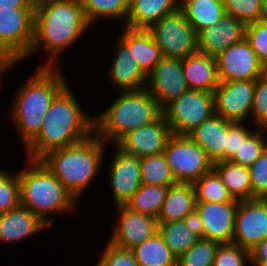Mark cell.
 Here are the masks:
<instances>
[{
    "label": "cell",
    "mask_w": 267,
    "mask_h": 266,
    "mask_svg": "<svg viewBox=\"0 0 267 266\" xmlns=\"http://www.w3.org/2000/svg\"><path fill=\"white\" fill-rule=\"evenodd\" d=\"M81 0H44L35 4L34 39L30 56L47 58L39 67L59 68V56L90 29ZM60 63V64H59Z\"/></svg>",
    "instance_id": "cell-1"
},
{
    "label": "cell",
    "mask_w": 267,
    "mask_h": 266,
    "mask_svg": "<svg viewBox=\"0 0 267 266\" xmlns=\"http://www.w3.org/2000/svg\"><path fill=\"white\" fill-rule=\"evenodd\" d=\"M73 91L67 84L55 96L38 135L23 149L27 159L40 160L50 151L79 143L94 134V115L85 112Z\"/></svg>",
    "instance_id": "cell-2"
},
{
    "label": "cell",
    "mask_w": 267,
    "mask_h": 266,
    "mask_svg": "<svg viewBox=\"0 0 267 266\" xmlns=\"http://www.w3.org/2000/svg\"><path fill=\"white\" fill-rule=\"evenodd\" d=\"M62 69L38 67L14 92L7 119L18 132L23 149L36 138L53 99L69 83Z\"/></svg>",
    "instance_id": "cell-3"
},
{
    "label": "cell",
    "mask_w": 267,
    "mask_h": 266,
    "mask_svg": "<svg viewBox=\"0 0 267 266\" xmlns=\"http://www.w3.org/2000/svg\"><path fill=\"white\" fill-rule=\"evenodd\" d=\"M107 145L94 133L79 143L48 152L40 161L79 202L103 171L104 157L110 148Z\"/></svg>",
    "instance_id": "cell-4"
},
{
    "label": "cell",
    "mask_w": 267,
    "mask_h": 266,
    "mask_svg": "<svg viewBox=\"0 0 267 266\" xmlns=\"http://www.w3.org/2000/svg\"><path fill=\"white\" fill-rule=\"evenodd\" d=\"M25 169H20L21 205L37 215L52 228L54 214H75L78 201L40 160H26Z\"/></svg>",
    "instance_id": "cell-5"
},
{
    "label": "cell",
    "mask_w": 267,
    "mask_h": 266,
    "mask_svg": "<svg viewBox=\"0 0 267 266\" xmlns=\"http://www.w3.org/2000/svg\"><path fill=\"white\" fill-rule=\"evenodd\" d=\"M117 93L119 96L113 103L94 115V133L109 145L117 143L130 131L151 124L163 114L147 88Z\"/></svg>",
    "instance_id": "cell-6"
},
{
    "label": "cell",
    "mask_w": 267,
    "mask_h": 266,
    "mask_svg": "<svg viewBox=\"0 0 267 266\" xmlns=\"http://www.w3.org/2000/svg\"><path fill=\"white\" fill-rule=\"evenodd\" d=\"M35 9L0 8V79L30 57ZM0 80V83H1ZM0 87L1 84H0Z\"/></svg>",
    "instance_id": "cell-7"
},
{
    "label": "cell",
    "mask_w": 267,
    "mask_h": 266,
    "mask_svg": "<svg viewBox=\"0 0 267 266\" xmlns=\"http://www.w3.org/2000/svg\"><path fill=\"white\" fill-rule=\"evenodd\" d=\"M163 154L176 182L194 183L214 168L205 150L188 135L172 134Z\"/></svg>",
    "instance_id": "cell-8"
},
{
    "label": "cell",
    "mask_w": 267,
    "mask_h": 266,
    "mask_svg": "<svg viewBox=\"0 0 267 266\" xmlns=\"http://www.w3.org/2000/svg\"><path fill=\"white\" fill-rule=\"evenodd\" d=\"M162 112L172 134L188 135L215 114L214 94L189 89L168 104Z\"/></svg>",
    "instance_id": "cell-9"
},
{
    "label": "cell",
    "mask_w": 267,
    "mask_h": 266,
    "mask_svg": "<svg viewBox=\"0 0 267 266\" xmlns=\"http://www.w3.org/2000/svg\"><path fill=\"white\" fill-rule=\"evenodd\" d=\"M148 31L163 57L183 59L197 50V33L179 8L153 24Z\"/></svg>",
    "instance_id": "cell-10"
},
{
    "label": "cell",
    "mask_w": 267,
    "mask_h": 266,
    "mask_svg": "<svg viewBox=\"0 0 267 266\" xmlns=\"http://www.w3.org/2000/svg\"><path fill=\"white\" fill-rule=\"evenodd\" d=\"M113 146L115 149L113 148L112 155L109 154L110 164L107 166V184L110 186L115 207L125 206L142 185L141 157L123 149L118 143H114Z\"/></svg>",
    "instance_id": "cell-11"
},
{
    "label": "cell",
    "mask_w": 267,
    "mask_h": 266,
    "mask_svg": "<svg viewBox=\"0 0 267 266\" xmlns=\"http://www.w3.org/2000/svg\"><path fill=\"white\" fill-rule=\"evenodd\" d=\"M255 87L256 79L219 82L213 93L215 114L231 122H248Z\"/></svg>",
    "instance_id": "cell-12"
},
{
    "label": "cell",
    "mask_w": 267,
    "mask_h": 266,
    "mask_svg": "<svg viewBox=\"0 0 267 266\" xmlns=\"http://www.w3.org/2000/svg\"><path fill=\"white\" fill-rule=\"evenodd\" d=\"M215 58L219 82L257 79L267 71L245 38Z\"/></svg>",
    "instance_id": "cell-13"
},
{
    "label": "cell",
    "mask_w": 267,
    "mask_h": 266,
    "mask_svg": "<svg viewBox=\"0 0 267 266\" xmlns=\"http://www.w3.org/2000/svg\"><path fill=\"white\" fill-rule=\"evenodd\" d=\"M267 238V199L239 201L232 243L251 250Z\"/></svg>",
    "instance_id": "cell-14"
},
{
    "label": "cell",
    "mask_w": 267,
    "mask_h": 266,
    "mask_svg": "<svg viewBox=\"0 0 267 266\" xmlns=\"http://www.w3.org/2000/svg\"><path fill=\"white\" fill-rule=\"evenodd\" d=\"M147 90L163 110L189 90L182 70V60L162 57L148 75Z\"/></svg>",
    "instance_id": "cell-15"
},
{
    "label": "cell",
    "mask_w": 267,
    "mask_h": 266,
    "mask_svg": "<svg viewBox=\"0 0 267 266\" xmlns=\"http://www.w3.org/2000/svg\"><path fill=\"white\" fill-rule=\"evenodd\" d=\"M115 214L116 223L107 241L117 247L131 250L158 232V221L155 218L134 212L126 206L115 207Z\"/></svg>",
    "instance_id": "cell-16"
},
{
    "label": "cell",
    "mask_w": 267,
    "mask_h": 266,
    "mask_svg": "<svg viewBox=\"0 0 267 266\" xmlns=\"http://www.w3.org/2000/svg\"><path fill=\"white\" fill-rule=\"evenodd\" d=\"M239 202H197L196 210L203 224V238L220 244L232 243Z\"/></svg>",
    "instance_id": "cell-17"
},
{
    "label": "cell",
    "mask_w": 267,
    "mask_h": 266,
    "mask_svg": "<svg viewBox=\"0 0 267 266\" xmlns=\"http://www.w3.org/2000/svg\"><path fill=\"white\" fill-rule=\"evenodd\" d=\"M171 135V128L162 114L151 124L130 131L117 143L123 149L144 158L163 153Z\"/></svg>",
    "instance_id": "cell-18"
},
{
    "label": "cell",
    "mask_w": 267,
    "mask_h": 266,
    "mask_svg": "<svg viewBox=\"0 0 267 266\" xmlns=\"http://www.w3.org/2000/svg\"><path fill=\"white\" fill-rule=\"evenodd\" d=\"M246 25L234 16L224 14L214 26L197 34V50L216 57L231 45L245 38Z\"/></svg>",
    "instance_id": "cell-19"
},
{
    "label": "cell",
    "mask_w": 267,
    "mask_h": 266,
    "mask_svg": "<svg viewBox=\"0 0 267 266\" xmlns=\"http://www.w3.org/2000/svg\"><path fill=\"white\" fill-rule=\"evenodd\" d=\"M115 40L116 54L107 69L108 84L120 92L146 88L148 76L139 67L130 49L119 38Z\"/></svg>",
    "instance_id": "cell-20"
},
{
    "label": "cell",
    "mask_w": 267,
    "mask_h": 266,
    "mask_svg": "<svg viewBox=\"0 0 267 266\" xmlns=\"http://www.w3.org/2000/svg\"><path fill=\"white\" fill-rule=\"evenodd\" d=\"M48 229L49 227L37 215L22 205L0 214V244L20 243L25 238L28 239Z\"/></svg>",
    "instance_id": "cell-21"
},
{
    "label": "cell",
    "mask_w": 267,
    "mask_h": 266,
    "mask_svg": "<svg viewBox=\"0 0 267 266\" xmlns=\"http://www.w3.org/2000/svg\"><path fill=\"white\" fill-rule=\"evenodd\" d=\"M121 28L118 38L130 49L133 58L148 76L163 57L160 48L148 30Z\"/></svg>",
    "instance_id": "cell-22"
},
{
    "label": "cell",
    "mask_w": 267,
    "mask_h": 266,
    "mask_svg": "<svg viewBox=\"0 0 267 266\" xmlns=\"http://www.w3.org/2000/svg\"><path fill=\"white\" fill-rule=\"evenodd\" d=\"M182 70L190 90L214 93L218 87L216 58L197 51L182 59Z\"/></svg>",
    "instance_id": "cell-23"
},
{
    "label": "cell",
    "mask_w": 267,
    "mask_h": 266,
    "mask_svg": "<svg viewBox=\"0 0 267 266\" xmlns=\"http://www.w3.org/2000/svg\"><path fill=\"white\" fill-rule=\"evenodd\" d=\"M228 120L214 114L191 131L190 136L207 153L213 163L226 161Z\"/></svg>",
    "instance_id": "cell-24"
},
{
    "label": "cell",
    "mask_w": 267,
    "mask_h": 266,
    "mask_svg": "<svg viewBox=\"0 0 267 266\" xmlns=\"http://www.w3.org/2000/svg\"><path fill=\"white\" fill-rule=\"evenodd\" d=\"M178 9V0H130L125 27L148 30L161 18Z\"/></svg>",
    "instance_id": "cell-25"
},
{
    "label": "cell",
    "mask_w": 267,
    "mask_h": 266,
    "mask_svg": "<svg viewBox=\"0 0 267 266\" xmlns=\"http://www.w3.org/2000/svg\"><path fill=\"white\" fill-rule=\"evenodd\" d=\"M196 194L193 183L177 182L168 188L158 223L180 221L196 209Z\"/></svg>",
    "instance_id": "cell-26"
},
{
    "label": "cell",
    "mask_w": 267,
    "mask_h": 266,
    "mask_svg": "<svg viewBox=\"0 0 267 266\" xmlns=\"http://www.w3.org/2000/svg\"><path fill=\"white\" fill-rule=\"evenodd\" d=\"M178 4L197 34L214 26L225 14L223 0H178Z\"/></svg>",
    "instance_id": "cell-27"
},
{
    "label": "cell",
    "mask_w": 267,
    "mask_h": 266,
    "mask_svg": "<svg viewBox=\"0 0 267 266\" xmlns=\"http://www.w3.org/2000/svg\"><path fill=\"white\" fill-rule=\"evenodd\" d=\"M213 169L221 177L233 199L238 201L253 199L249 167L231 161H219L214 163Z\"/></svg>",
    "instance_id": "cell-28"
},
{
    "label": "cell",
    "mask_w": 267,
    "mask_h": 266,
    "mask_svg": "<svg viewBox=\"0 0 267 266\" xmlns=\"http://www.w3.org/2000/svg\"><path fill=\"white\" fill-rule=\"evenodd\" d=\"M131 250L139 266H177V257L159 232Z\"/></svg>",
    "instance_id": "cell-29"
},
{
    "label": "cell",
    "mask_w": 267,
    "mask_h": 266,
    "mask_svg": "<svg viewBox=\"0 0 267 266\" xmlns=\"http://www.w3.org/2000/svg\"><path fill=\"white\" fill-rule=\"evenodd\" d=\"M85 18L92 27L100 20L115 21L121 20L125 26L130 8V0H81ZM93 24V25H92Z\"/></svg>",
    "instance_id": "cell-30"
},
{
    "label": "cell",
    "mask_w": 267,
    "mask_h": 266,
    "mask_svg": "<svg viewBox=\"0 0 267 266\" xmlns=\"http://www.w3.org/2000/svg\"><path fill=\"white\" fill-rule=\"evenodd\" d=\"M168 188L142 184L125 206L134 212L157 219Z\"/></svg>",
    "instance_id": "cell-31"
},
{
    "label": "cell",
    "mask_w": 267,
    "mask_h": 266,
    "mask_svg": "<svg viewBox=\"0 0 267 266\" xmlns=\"http://www.w3.org/2000/svg\"><path fill=\"white\" fill-rule=\"evenodd\" d=\"M158 232L177 259L201 238L183 220L158 223Z\"/></svg>",
    "instance_id": "cell-32"
},
{
    "label": "cell",
    "mask_w": 267,
    "mask_h": 266,
    "mask_svg": "<svg viewBox=\"0 0 267 266\" xmlns=\"http://www.w3.org/2000/svg\"><path fill=\"white\" fill-rule=\"evenodd\" d=\"M197 202H239L232 198L221 177L213 169L193 183Z\"/></svg>",
    "instance_id": "cell-33"
},
{
    "label": "cell",
    "mask_w": 267,
    "mask_h": 266,
    "mask_svg": "<svg viewBox=\"0 0 267 266\" xmlns=\"http://www.w3.org/2000/svg\"><path fill=\"white\" fill-rule=\"evenodd\" d=\"M140 172L145 185L170 187L177 183L163 153L141 158Z\"/></svg>",
    "instance_id": "cell-34"
},
{
    "label": "cell",
    "mask_w": 267,
    "mask_h": 266,
    "mask_svg": "<svg viewBox=\"0 0 267 266\" xmlns=\"http://www.w3.org/2000/svg\"><path fill=\"white\" fill-rule=\"evenodd\" d=\"M267 148V129H255V131L245 140L230 160L231 162L250 167Z\"/></svg>",
    "instance_id": "cell-35"
},
{
    "label": "cell",
    "mask_w": 267,
    "mask_h": 266,
    "mask_svg": "<svg viewBox=\"0 0 267 266\" xmlns=\"http://www.w3.org/2000/svg\"><path fill=\"white\" fill-rule=\"evenodd\" d=\"M219 245L216 241L201 237L177 259V266H213Z\"/></svg>",
    "instance_id": "cell-36"
},
{
    "label": "cell",
    "mask_w": 267,
    "mask_h": 266,
    "mask_svg": "<svg viewBox=\"0 0 267 266\" xmlns=\"http://www.w3.org/2000/svg\"><path fill=\"white\" fill-rule=\"evenodd\" d=\"M0 168V214L21 205L18 172Z\"/></svg>",
    "instance_id": "cell-37"
},
{
    "label": "cell",
    "mask_w": 267,
    "mask_h": 266,
    "mask_svg": "<svg viewBox=\"0 0 267 266\" xmlns=\"http://www.w3.org/2000/svg\"><path fill=\"white\" fill-rule=\"evenodd\" d=\"M225 13L234 16L245 25L260 20L262 0H223Z\"/></svg>",
    "instance_id": "cell-38"
},
{
    "label": "cell",
    "mask_w": 267,
    "mask_h": 266,
    "mask_svg": "<svg viewBox=\"0 0 267 266\" xmlns=\"http://www.w3.org/2000/svg\"><path fill=\"white\" fill-rule=\"evenodd\" d=\"M250 118L252 126L267 129V71L256 79Z\"/></svg>",
    "instance_id": "cell-39"
},
{
    "label": "cell",
    "mask_w": 267,
    "mask_h": 266,
    "mask_svg": "<svg viewBox=\"0 0 267 266\" xmlns=\"http://www.w3.org/2000/svg\"><path fill=\"white\" fill-rule=\"evenodd\" d=\"M250 251L233 243L220 244L217 248L213 266H249Z\"/></svg>",
    "instance_id": "cell-40"
},
{
    "label": "cell",
    "mask_w": 267,
    "mask_h": 266,
    "mask_svg": "<svg viewBox=\"0 0 267 266\" xmlns=\"http://www.w3.org/2000/svg\"><path fill=\"white\" fill-rule=\"evenodd\" d=\"M245 39L267 68V22L258 20L246 25Z\"/></svg>",
    "instance_id": "cell-41"
},
{
    "label": "cell",
    "mask_w": 267,
    "mask_h": 266,
    "mask_svg": "<svg viewBox=\"0 0 267 266\" xmlns=\"http://www.w3.org/2000/svg\"><path fill=\"white\" fill-rule=\"evenodd\" d=\"M95 266H139L132 250L122 249L107 241Z\"/></svg>",
    "instance_id": "cell-42"
},
{
    "label": "cell",
    "mask_w": 267,
    "mask_h": 266,
    "mask_svg": "<svg viewBox=\"0 0 267 266\" xmlns=\"http://www.w3.org/2000/svg\"><path fill=\"white\" fill-rule=\"evenodd\" d=\"M251 127L250 125H245L244 122L228 121V132L226 135V161H230L234 157L237 151H239L242 141H245L255 131V129H257L252 125Z\"/></svg>",
    "instance_id": "cell-43"
},
{
    "label": "cell",
    "mask_w": 267,
    "mask_h": 266,
    "mask_svg": "<svg viewBox=\"0 0 267 266\" xmlns=\"http://www.w3.org/2000/svg\"><path fill=\"white\" fill-rule=\"evenodd\" d=\"M253 199H267V148L249 167Z\"/></svg>",
    "instance_id": "cell-44"
},
{
    "label": "cell",
    "mask_w": 267,
    "mask_h": 266,
    "mask_svg": "<svg viewBox=\"0 0 267 266\" xmlns=\"http://www.w3.org/2000/svg\"><path fill=\"white\" fill-rule=\"evenodd\" d=\"M183 221L191 231L203 238V224L201 221V217L196 209L191 213H188L183 218Z\"/></svg>",
    "instance_id": "cell-45"
},
{
    "label": "cell",
    "mask_w": 267,
    "mask_h": 266,
    "mask_svg": "<svg viewBox=\"0 0 267 266\" xmlns=\"http://www.w3.org/2000/svg\"><path fill=\"white\" fill-rule=\"evenodd\" d=\"M250 262H267V238L250 250Z\"/></svg>",
    "instance_id": "cell-46"
},
{
    "label": "cell",
    "mask_w": 267,
    "mask_h": 266,
    "mask_svg": "<svg viewBox=\"0 0 267 266\" xmlns=\"http://www.w3.org/2000/svg\"><path fill=\"white\" fill-rule=\"evenodd\" d=\"M34 0H0V8L35 9Z\"/></svg>",
    "instance_id": "cell-47"
},
{
    "label": "cell",
    "mask_w": 267,
    "mask_h": 266,
    "mask_svg": "<svg viewBox=\"0 0 267 266\" xmlns=\"http://www.w3.org/2000/svg\"><path fill=\"white\" fill-rule=\"evenodd\" d=\"M260 20L267 22V0H262V11L260 15Z\"/></svg>",
    "instance_id": "cell-48"
},
{
    "label": "cell",
    "mask_w": 267,
    "mask_h": 266,
    "mask_svg": "<svg viewBox=\"0 0 267 266\" xmlns=\"http://www.w3.org/2000/svg\"><path fill=\"white\" fill-rule=\"evenodd\" d=\"M250 266H267V262H250Z\"/></svg>",
    "instance_id": "cell-49"
},
{
    "label": "cell",
    "mask_w": 267,
    "mask_h": 266,
    "mask_svg": "<svg viewBox=\"0 0 267 266\" xmlns=\"http://www.w3.org/2000/svg\"><path fill=\"white\" fill-rule=\"evenodd\" d=\"M34 1H35V2L37 3V2H41V1H44V0H34Z\"/></svg>",
    "instance_id": "cell-50"
}]
</instances>
